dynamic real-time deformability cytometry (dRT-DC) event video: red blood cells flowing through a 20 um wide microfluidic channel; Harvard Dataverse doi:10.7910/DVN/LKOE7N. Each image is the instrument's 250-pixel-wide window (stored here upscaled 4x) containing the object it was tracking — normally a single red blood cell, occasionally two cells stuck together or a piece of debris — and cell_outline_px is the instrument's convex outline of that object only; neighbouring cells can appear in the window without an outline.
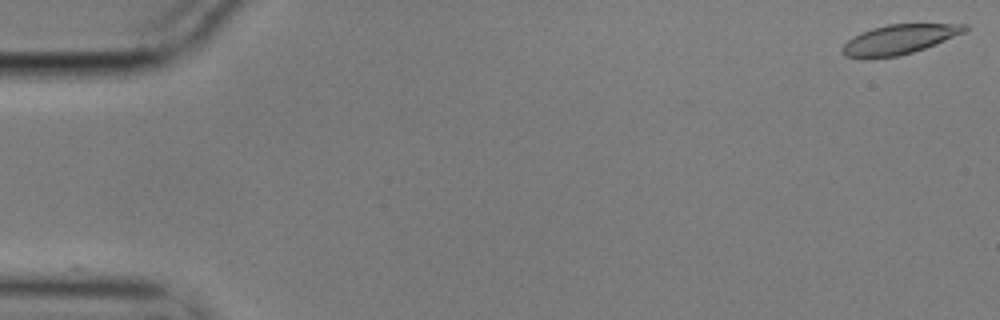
{"species": "common noctule bat (a hibernating species)", "species_latin": "Nyctalus noctula", "temperature_condition": "cold", "stored_images_in_passage": 17, "camera_frame_rate_fps": 3000, "um_per_image_px": 0.085, "animal": {"sex": "male", "body_mass_g": 17.9}, "frame": {"image": 1, "passage_image": 1, "time_ms": 0.0, "image_size_px": [1000, 320], "cell_outline_px": [[968, 28], [964, 32], [924, 48], [912, 52], [896, 56], [864, 60], [860, 60], [844, 56], [840, 52], [840, 48], [852, 36], [860, 32], [872, 28], [888, 24], [968, 24]], "centroid_in_image_um": [76.3, 3.38], "position_along_channel_um": 8.7, "area_um2": 21.33}}
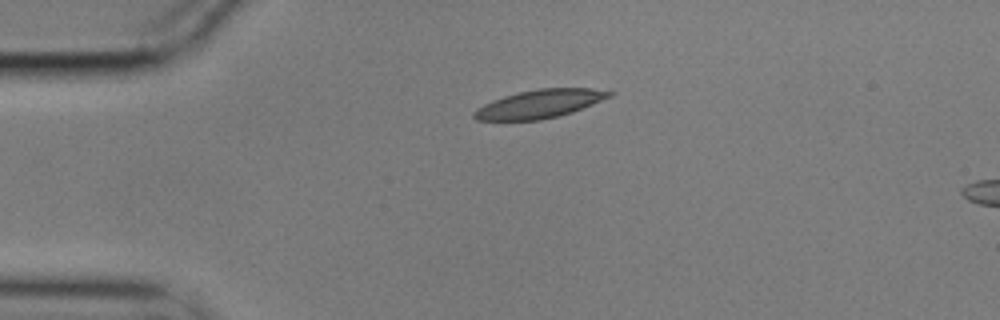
{"frame": {"image": 2, "passage_image": 13, "time_ms": 4.0, "image_size_px": [1000, 320], "cell_outline_px": [[616, 92], [612, 96], [572, 112], [540, 120], [476, 120], [472, 116], [472, 112], [476, 108], [492, 100], [504, 96], [520, 92], [540, 88], [592, 88]], "centroid_in_image_um": [45.86, 8.82], "position_along_channel_um": 39.1, "area_um2": 22.25}}